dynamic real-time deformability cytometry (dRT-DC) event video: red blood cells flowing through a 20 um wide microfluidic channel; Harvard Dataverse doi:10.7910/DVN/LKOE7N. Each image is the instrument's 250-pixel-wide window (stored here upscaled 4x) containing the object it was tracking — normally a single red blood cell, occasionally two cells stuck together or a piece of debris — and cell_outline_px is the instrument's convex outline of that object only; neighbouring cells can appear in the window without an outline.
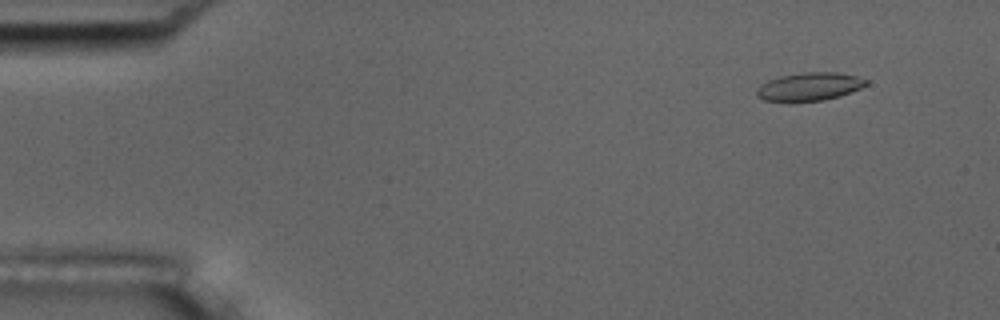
{"species": "common noctule bat (a hibernating species)", "species_latin": "Nyctalus noctula", "temperature_condition": "room temperature", "stored_images_in_passage": 14, "camera_frame_rate_fps": 3000, "um_per_image_px": 0.085, "animal": {"sex": "male", "body_mass_g": 17.5, "forearm_length_mm": 52.3}, "frame": {"image": 1, "passage_image": 5, "time_ms": 1.333, "image_size_px": [1000, 320], "cell_outline_px": [[868, 84], [860, 88], [840, 96], [824, 100], [792, 104], [788, 104], [764, 100], [756, 96], [756, 88], [760, 84], [768, 80], [780, 76], [804, 72], [836, 72], [856, 76], [868, 80]], "centroid_in_image_um": [68.73, 7.4], "position_along_channel_um": 16.3, "area_um2": 18.61}}